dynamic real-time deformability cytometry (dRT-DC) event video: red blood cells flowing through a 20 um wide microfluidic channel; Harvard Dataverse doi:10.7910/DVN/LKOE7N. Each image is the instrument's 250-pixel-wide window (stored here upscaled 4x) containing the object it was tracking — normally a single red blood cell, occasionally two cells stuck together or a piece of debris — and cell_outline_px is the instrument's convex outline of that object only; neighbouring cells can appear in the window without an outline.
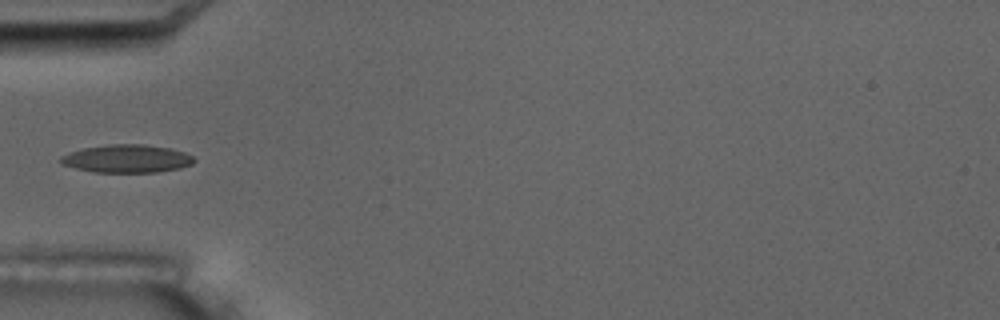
{"species": "common noctule bat (a hibernating species)", "species_latin": "Nyctalus noctula", "temperature_condition": "room temperature", "stored_images_in_passage": 9, "camera_frame_rate_fps": 3000, "um_per_image_px": 0.085, "animal": {"sex": "male", "body_mass_g": 17.5, "forearm_length_mm": 52.3}, "frame": {"image": 1, "passage_image": 6, "time_ms": 6.0, "image_size_px": [1000, 320], "cell_outline_px": [[196, 160], [192, 164], [180, 168], [156, 172], [96, 172], [76, 168], [60, 164], [60, 156], [68, 152], [84, 148], [108, 144], [144, 144], [168, 148], [184, 152], [192, 156]], "centroid_in_image_um": [10.76, 13.48], "position_along_channel_um": 74.2, "area_um2": 21.73}}
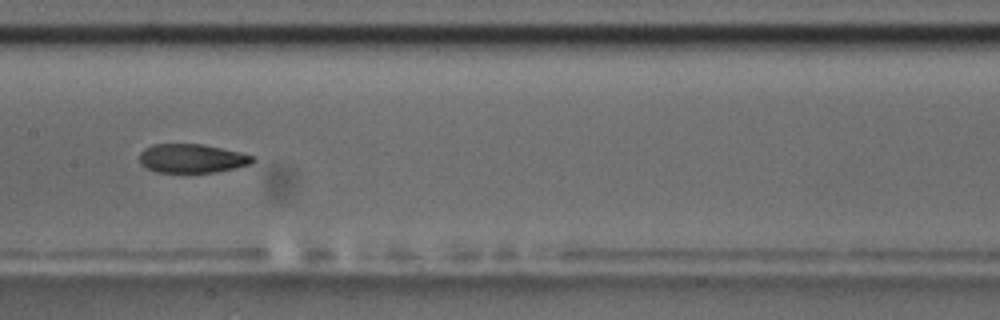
{"frame": {"image": 2, "passage_image": 9, "time_ms": 9.333, "image_size_px": [1000, 320], "cell_outline_px": [[256, 160], [252, 164], [236, 168], [216, 172], [156, 172], [140, 164], [140, 152], [144, 148], [152, 144], [204, 144], [240, 152], [256, 156]], "centroid_in_image_um": [16.36, 13.46], "position_along_channel_um": 191.0, "area_um2": 19.25}}